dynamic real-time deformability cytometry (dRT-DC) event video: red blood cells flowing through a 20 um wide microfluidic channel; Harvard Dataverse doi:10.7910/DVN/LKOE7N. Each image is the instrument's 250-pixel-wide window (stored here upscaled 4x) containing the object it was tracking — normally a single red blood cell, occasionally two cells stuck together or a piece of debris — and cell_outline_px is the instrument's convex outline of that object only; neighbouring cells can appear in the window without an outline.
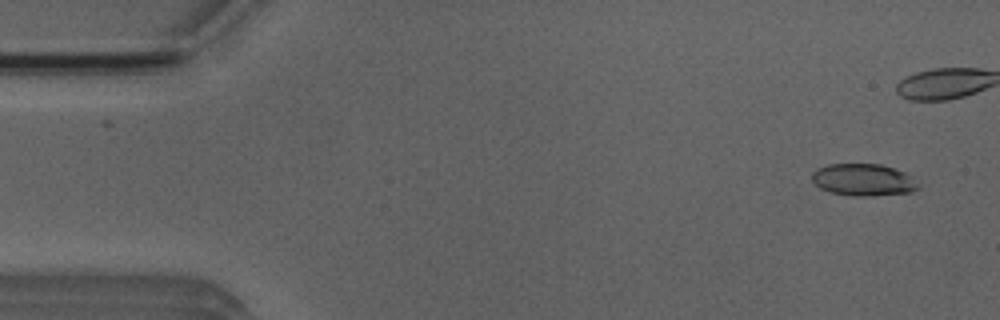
{"species": "Egyptian fruit bat (a non-hibernating species)", "species_latin": "Rousettus aegyptiacus", "temperature_condition": "room temperature", "stored_images_in_passage": 40, "camera_frame_rate_fps": 3000, "um_per_image_px": 0.085, "animal": {"sex": "male"}, "frame": {"image": 1, "passage_image": 2, "time_ms": 0.333, "image_size_px": [1000, 320], "cell_outline_px": [[920, 188], [912, 192], [872, 196], [852, 196], [832, 192], [820, 188], [812, 180], [812, 172], [816, 168], [828, 164], [880, 164], [904, 172], [920, 184]], "centroid_in_image_um": [73.39, 15.29], "position_along_channel_um": 11.6, "area_um2": 19.88}}
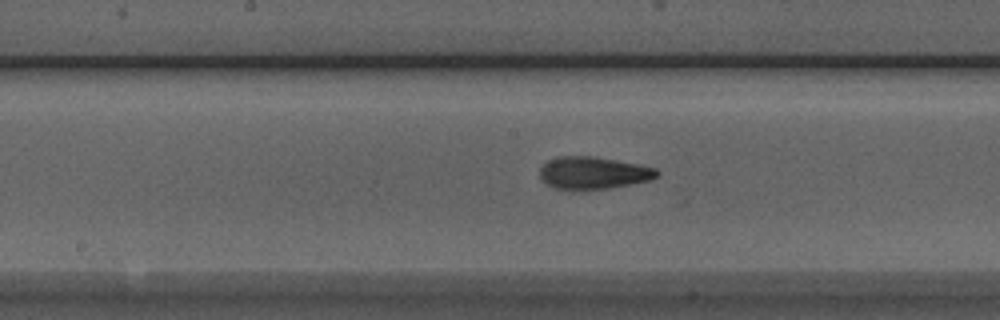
{"frame": {"image": 2, "passage_image": 25, "time_ms": 8.0, "image_size_px": [1000, 320], "cell_outline_px": [[660, 172], [652, 180], [608, 188], [580, 192], [556, 188], [540, 180], [540, 168], [548, 160], [556, 156], [592, 156], [616, 160], [656, 168]], "centroid_in_image_um": [50.39, 14.72], "position_along_channel_um": 197.8, "area_um2": 22.43}}
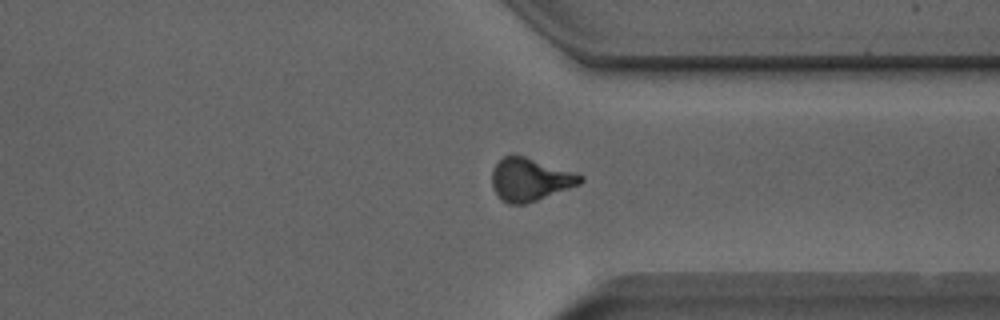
{"frame": {"image": 3, "passage_image": 38, "time_ms": 12.333, "image_size_px": [1000, 320], "cell_outline_px": [[584, 180], [580, 184], [536, 200], [524, 204], [508, 204], [500, 200], [492, 188], [492, 168], [504, 156], [512, 152], [584, 176]], "centroid_in_image_um": [44.99, 15.25], "position_along_channel_um": 366.4, "area_um2": 22.02}}